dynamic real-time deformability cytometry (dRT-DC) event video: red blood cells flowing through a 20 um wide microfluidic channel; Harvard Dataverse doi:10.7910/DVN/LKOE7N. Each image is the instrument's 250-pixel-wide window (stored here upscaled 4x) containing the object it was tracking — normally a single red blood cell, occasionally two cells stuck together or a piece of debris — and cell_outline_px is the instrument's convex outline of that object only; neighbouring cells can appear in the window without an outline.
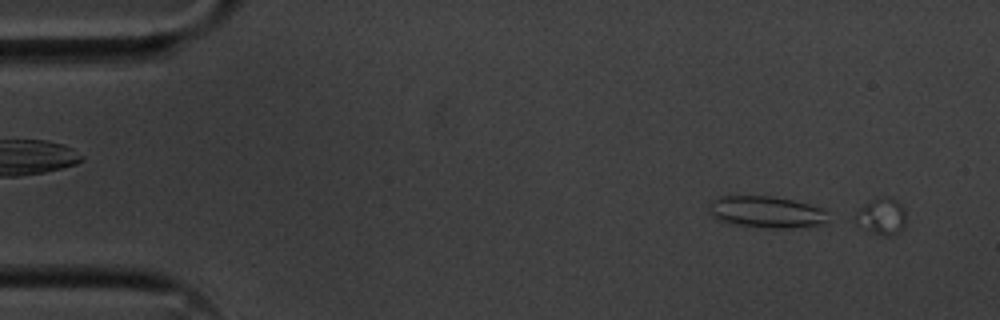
{"species": "common noctule bat (a hibernating species)", "species_latin": "Nyctalus noctula", "temperature_condition": "cold", "stored_images_in_passage": 12, "camera_frame_rate_fps": 3000, "um_per_image_px": 0.085, "animal": {"sex": "male", "body_mass_g": 20.1, "forearm_length_mm": 53.5}, "frame": {"image": 1, "passage_image": 1, "time_ms": 0.0, "image_size_px": [1000, 320], "cell_outline_px": [[904, 228], [900, 232], [892, 236], [880, 236], [860, 228], [852, 220], [856, 212], [876, 196], [888, 196], [896, 200], [904, 208]], "centroid_in_image_um": [74.9, 18.42], "position_along_channel_um": 10.1, "area_um2": 11.16}}